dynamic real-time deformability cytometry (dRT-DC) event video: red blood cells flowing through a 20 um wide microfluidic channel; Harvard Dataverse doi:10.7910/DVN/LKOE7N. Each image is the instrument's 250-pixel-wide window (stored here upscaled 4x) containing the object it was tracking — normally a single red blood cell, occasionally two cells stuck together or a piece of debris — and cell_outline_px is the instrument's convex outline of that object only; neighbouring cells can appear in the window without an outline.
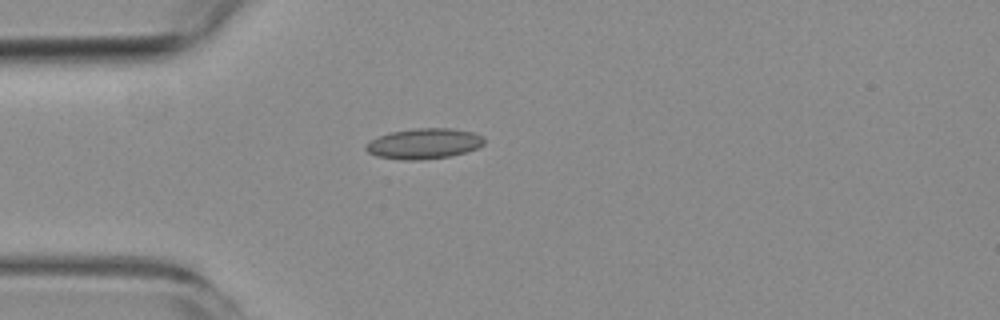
{"species": "common noctule bat (a hibernating species)", "species_latin": "Nyctalus noctula", "temperature_condition": "room temperature", "stored_images_in_passage": 2, "camera_frame_rate_fps": 3000, "um_per_image_px": 0.085, "animal": {"sex": "female", "body_mass_g": 19.3, "forearm_length_mm": 54.1}, "frame": {"image": 1, "passage_image": 2, "time_ms": 1.0, "image_size_px": [1000, 320], "cell_outline_px": [[484, 144], [476, 148], [452, 156], [420, 160], [404, 160], [376, 156], [368, 152], [364, 148], [364, 144], [380, 136], [392, 132], [416, 128], [452, 128], [472, 132], [484, 136]], "centroid_in_image_um": [36.04, 12.21], "position_along_channel_um": 49.0, "area_um2": 20.98}}